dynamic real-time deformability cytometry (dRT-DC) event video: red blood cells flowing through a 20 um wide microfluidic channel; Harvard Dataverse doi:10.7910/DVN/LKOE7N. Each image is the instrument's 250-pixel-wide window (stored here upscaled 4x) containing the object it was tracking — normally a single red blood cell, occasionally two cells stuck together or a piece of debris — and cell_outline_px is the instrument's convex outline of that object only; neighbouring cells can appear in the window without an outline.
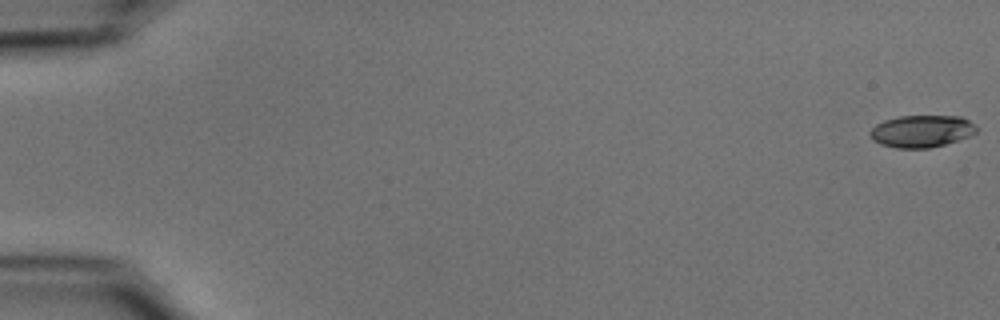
{"species": "common noctule bat (a hibernating species)", "species_latin": "Nyctalus noctula", "temperature_condition": "cold", "stored_images_in_passage": 55, "camera_frame_rate_fps": 3000, "um_per_image_px": 0.085, "animal": {"sex": "male", "body_mass_g": 15.6}, "frame": {"image": 1, "passage_image": 1, "time_ms": 0.0, "image_size_px": [1000, 320], "cell_outline_px": [[976, 132], [968, 136], [944, 144], [928, 148], [896, 148], [880, 144], [872, 140], [868, 132], [876, 124], [884, 120], [900, 116], [960, 116], [976, 124]], "centroid_in_image_um": [78.3, 11.15], "position_along_channel_um": 6.7, "area_um2": 19.88}}
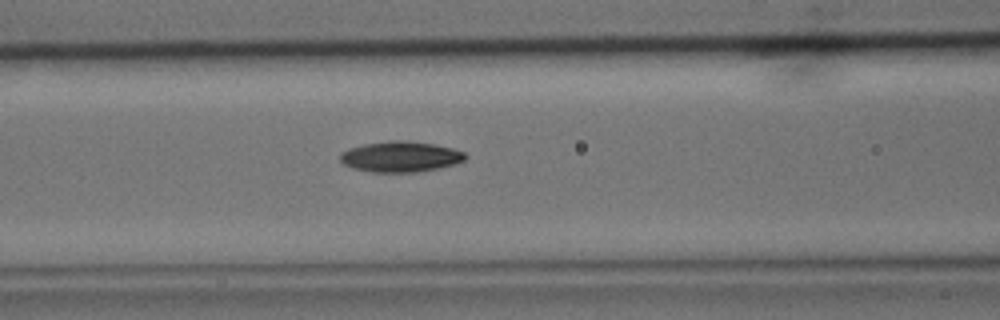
{"frame": {"image": 2, "passage_image": 24, "time_ms": 7.667, "image_size_px": [1000, 320], "cell_outline_px": [[468, 156], [464, 160], [452, 164], [436, 168], [416, 172], [372, 172], [352, 168], [344, 164], [340, 160], [340, 152], [348, 148], [364, 144], [388, 140], [404, 140], [432, 144], [452, 148], [464, 152]], "centroid_in_image_um": [33.99, 13.31], "position_along_channel_um": 132.6, "area_um2": 22.25}}
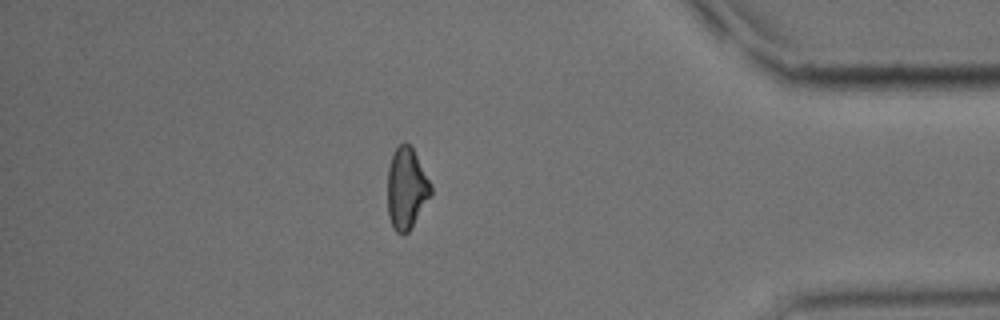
{"frame": {"image": 3, "passage_image": 48, "time_ms": 15.667, "image_size_px": [1000, 320], "cell_outline_px": [[432, 192], [408, 232], [404, 236], [396, 232], [392, 228], [388, 216], [388, 168], [392, 152], [404, 140], [412, 148], [432, 184]], "centroid_in_image_um": [34.53, 16.01], "position_along_channel_um": 400.7, "area_um2": 20.52}, "authors_computed_cell_mechanics": {"area_um2": 21.097, "velocity_mm_per_s": 3.7414, "shape_relaxation_time_tau1_ms": 4.2176, "shape_relaxation_time_tau2_ms": 11.2594, "deformation_change_tau1": 0.1302, "deformation_change_tau2": 0.1977}}